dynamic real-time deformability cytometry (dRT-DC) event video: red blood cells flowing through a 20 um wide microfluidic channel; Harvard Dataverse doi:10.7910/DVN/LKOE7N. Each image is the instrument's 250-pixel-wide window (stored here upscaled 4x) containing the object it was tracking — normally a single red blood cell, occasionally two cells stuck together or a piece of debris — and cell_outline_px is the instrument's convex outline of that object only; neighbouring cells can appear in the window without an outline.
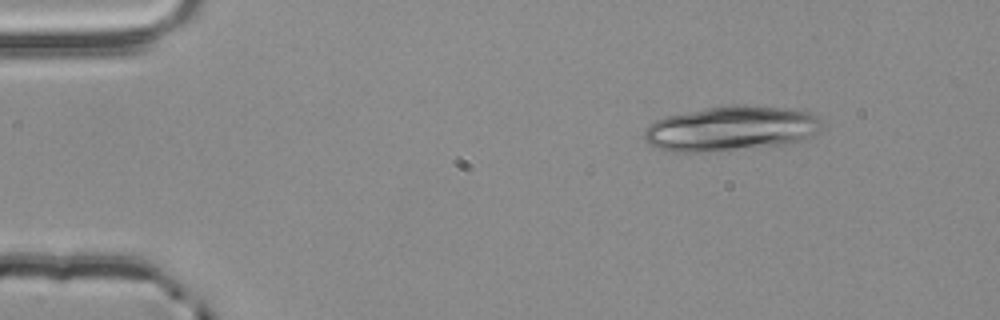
{"species": "common noctule bat (a hibernating species)", "species_latin": "Nyctalus noctula", "temperature_condition": "room temperature", "stored_images_in_passage": 3, "camera_frame_rate_fps": 3000, "um_per_image_px": 0.085, "animal": {"sex": "male", "body_mass_g": 20.4}, "frame": {"image": 1, "passage_image": 1, "time_ms": 0.0, "image_size_px": [1000, 320], "cell_outline_px": [[828, 128], [804, 140], [784, 144], [704, 152], [664, 152], [656, 148], [644, 136], [644, 128], [656, 120], [664, 116], [724, 104], [744, 104], [788, 108], [812, 112], [824, 116], [828, 124]], "centroid_in_image_um": [62.27, 10.9], "position_along_channel_um": 22.7, "area_um2": 47.8}}